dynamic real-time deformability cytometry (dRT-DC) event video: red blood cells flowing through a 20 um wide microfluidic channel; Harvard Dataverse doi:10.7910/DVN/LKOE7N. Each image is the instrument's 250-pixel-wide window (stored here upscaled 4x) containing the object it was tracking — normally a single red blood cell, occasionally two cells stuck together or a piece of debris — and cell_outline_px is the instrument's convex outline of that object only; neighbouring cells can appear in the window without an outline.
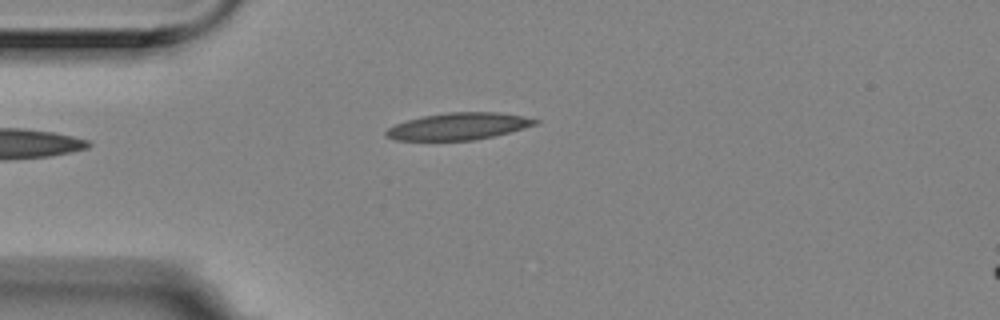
{"species": "Egyptian fruit bat (a non-hibernating species)", "species_latin": "Rousettus aegyptiacus", "temperature_condition": "room temperature", "stored_images_in_passage": 4, "camera_frame_rate_fps": 3000, "um_per_image_px": 0.085, "animal": {"sex": "female"}, "frame": {"image": 1, "passage_image": 3, "time_ms": 0.667, "image_size_px": [1000, 320], "cell_outline_px": [[540, 120], [536, 124], [508, 132], [492, 136], [472, 140], [396, 140], [384, 136], [384, 132], [388, 128], [396, 124], [420, 116], [448, 112], [496, 112], [524, 116]], "centroid_in_image_um": [38.93, 10.73], "position_along_channel_um": 46.1, "area_um2": 23.24}}